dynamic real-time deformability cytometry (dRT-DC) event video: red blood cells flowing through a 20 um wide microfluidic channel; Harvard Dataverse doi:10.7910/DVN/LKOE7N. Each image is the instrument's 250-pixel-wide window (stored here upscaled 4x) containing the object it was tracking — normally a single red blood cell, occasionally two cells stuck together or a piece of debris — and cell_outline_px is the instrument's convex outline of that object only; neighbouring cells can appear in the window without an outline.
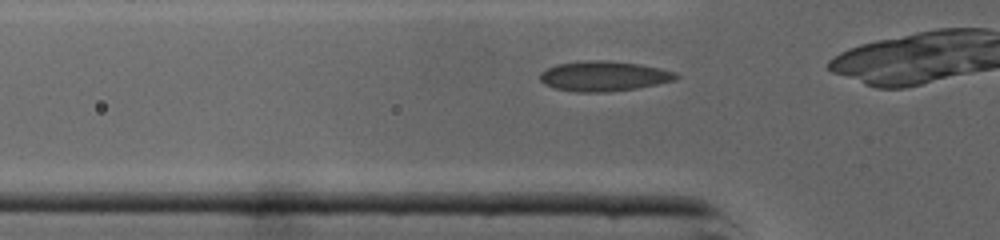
{"species": "common noctule bat (a hibernating species)", "species_latin": "Nyctalus noctula", "temperature_condition": "cold", "stored_images_in_passage": 24, "camera_frame_rate_fps": 3000, "um_per_image_px": 0.085, "animal": {"sex": "male", "body_mass_g": 19.0, "forearm_length_mm": 50.8}, "frame": {"image": 1, "passage_image": 3, "time_ms": 0.667, "image_size_px": [1000, 240], "cell_outline_px": [[680, 76], [676, 80], [636, 88], [604, 92], [576, 92], [556, 88], [544, 84], [540, 80], [540, 72], [556, 64], [588, 60], [604, 60], [640, 64], [660, 68], [676, 72]], "centroid_in_image_um": [51.33, 6.46], "position_along_channel_um": 74.5, "area_um2": 23.76}}
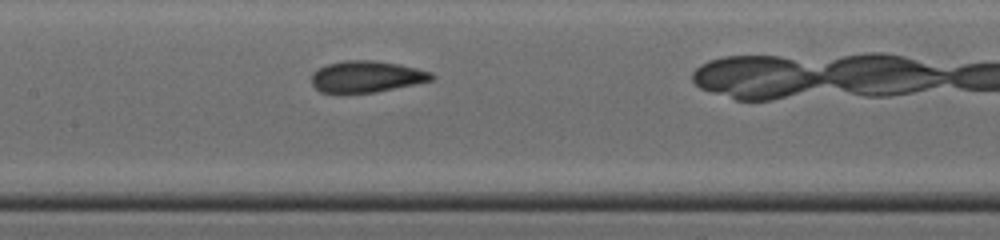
{"frame": {"image": 2, "passage_image": 10, "time_ms": 3.0, "image_size_px": [1000, 240], "cell_outline_px": [[436, 76], [432, 80], [416, 84], [376, 92], [344, 96], [320, 92], [312, 84], [312, 76], [320, 68], [328, 64], [344, 60], [372, 60], [396, 64], [416, 68], [432, 72]], "centroid_in_image_um": [31.14, 6.56], "position_along_channel_um": 176.3, "area_um2": 22.48}}
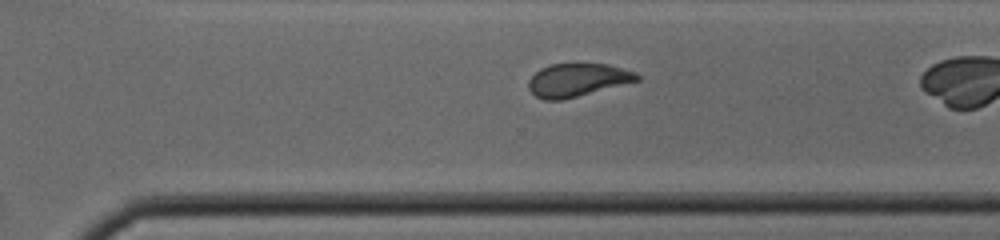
{"frame": {"image": 3, "passage_image": 20, "time_ms": 6.333, "image_size_px": [1000, 240], "cell_outline_px": [[640, 80], [560, 100], [544, 100], [536, 96], [528, 88], [528, 80], [540, 68], [552, 64], [608, 64], [636, 72], [640, 76]], "centroid_in_image_um": [49.07, 6.79], "position_along_channel_um": 321.5, "area_um2": 20.63}}